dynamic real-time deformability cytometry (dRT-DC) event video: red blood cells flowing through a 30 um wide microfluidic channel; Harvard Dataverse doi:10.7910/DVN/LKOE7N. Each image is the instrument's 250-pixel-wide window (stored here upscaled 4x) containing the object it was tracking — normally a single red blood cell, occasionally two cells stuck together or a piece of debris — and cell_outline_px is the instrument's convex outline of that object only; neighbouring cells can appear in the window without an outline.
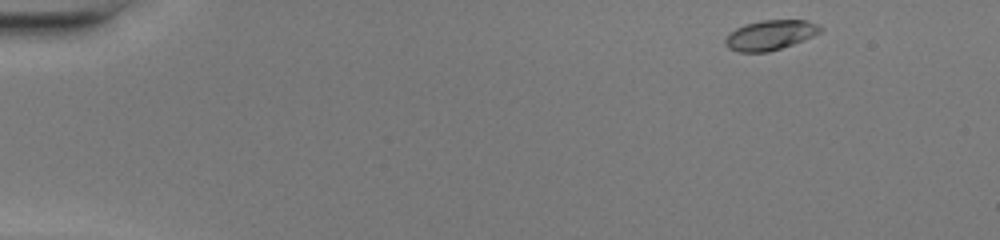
{"species": "common noctule bat (a hibernating species)", "species_latin": "Nyctalus noctula", "temperature_condition": "warm", "stored_images_in_passage": 8, "camera_frame_rate_fps": 3000, "um_per_image_px": 0.085, "animal": {"sex": "female", "body_mass_g": 20.0, "forearm_length_mm": 54.0}, "frame": {"image": 1, "passage_image": 1, "time_ms": 0.0, "image_size_px": [1000, 240], "cell_outline_px": [[824, 28], [820, 32], [812, 36], [792, 44], [768, 52], [740, 52], [728, 48], [724, 44], [724, 40], [728, 32], [744, 24], [764, 20], [804, 20], [816, 24]], "centroid_in_image_um": [65.41, 2.98], "position_along_channel_um": 19.6, "area_um2": 16.47}}